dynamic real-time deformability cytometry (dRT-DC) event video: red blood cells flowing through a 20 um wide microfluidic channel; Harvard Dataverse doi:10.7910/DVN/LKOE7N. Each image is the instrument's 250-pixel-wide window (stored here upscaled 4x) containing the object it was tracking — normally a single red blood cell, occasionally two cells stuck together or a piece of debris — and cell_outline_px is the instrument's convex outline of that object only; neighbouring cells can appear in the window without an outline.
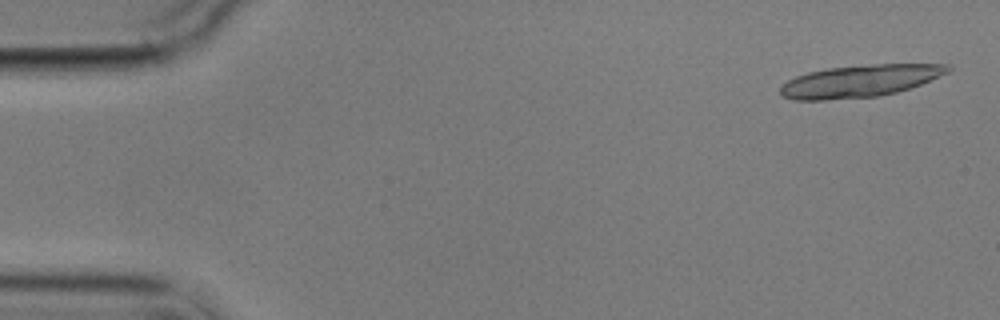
{"species": "common noctule bat (a hibernating species)", "species_latin": "Nyctalus noctula", "temperature_condition": "cold", "stored_images_in_passage": 5, "camera_frame_rate_fps": 3000, "um_per_image_px": 0.085, "animal": {"sex": "male", "body_mass_g": 17.9}, "frame": {"image": 1, "passage_image": 1, "time_ms": 0.0, "image_size_px": [1000, 320], "cell_outline_px": [[952, 68], [948, 72], [920, 84], [896, 92], [880, 96], [824, 100], [796, 100], [780, 96], [780, 88], [788, 80], [796, 76], [808, 72], [828, 68], [872, 64], [948, 64]], "centroid_in_image_um": [73.06, 6.89], "position_along_channel_um": 11.9, "area_um2": 31.21}}